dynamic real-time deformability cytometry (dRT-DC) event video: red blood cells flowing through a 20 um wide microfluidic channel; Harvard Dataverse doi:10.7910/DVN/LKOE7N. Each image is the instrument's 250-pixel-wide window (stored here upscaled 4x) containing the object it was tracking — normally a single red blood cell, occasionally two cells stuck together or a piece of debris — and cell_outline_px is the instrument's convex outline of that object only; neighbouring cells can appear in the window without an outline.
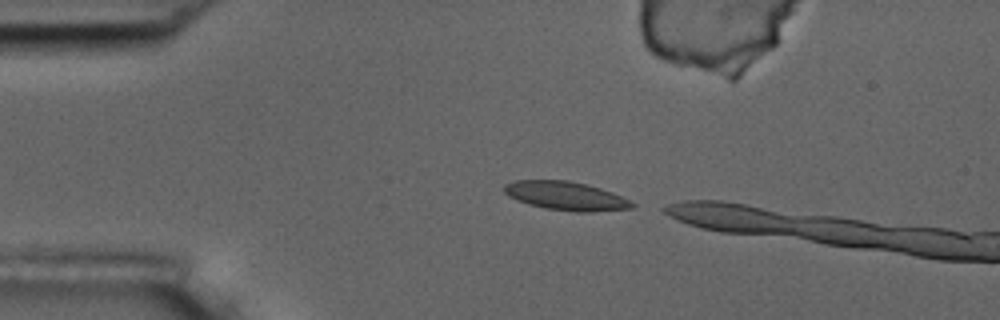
{"species": "common noctule bat (a hibernating species)", "species_latin": "Nyctalus noctula", "temperature_condition": "room temperature", "stored_images_in_passage": 10, "camera_frame_rate_fps": 3000, "um_per_image_px": 0.085, "animal": {"sex": "male", "body_mass_g": 17.5, "forearm_length_mm": 52.3}, "frame": {"image": 1, "passage_image": 2, "time_ms": 0.333, "image_size_px": [1000, 320], "cell_outline_px": [[636, 204], [632, 208], [588, 212], [580, 212], [544, 208], [528, 204], [508, 196], [504, 192], [504, 184], [516, 180], [568, 180], [588, 184], [612, 192]], "centroid_in_image_um": [48.07, 16.64], "position_along_channel_um": 36.9, "area_um2": 21.27}}